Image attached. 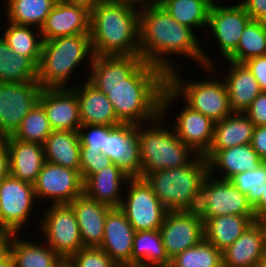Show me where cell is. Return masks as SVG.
<instances>
[{
  "mask_svg": "<svg viewBox=\"0 0 266 267\" xmlns=\"http://www.w3.org/2000/svg\"><path fill=\"white\" fill-rule=\"evenodd\" d=\"M13 234V232L0 229V259L10 251V242Z\"/></svg>",
  "mask_w": 266,
  "mask_h": 267,
  "instance_id": "f907efd6",
  "label": "cell"
},
{
  "mask_svg": "<svg viewBox=\"0 0 266 267\" xmlns=\"http://www.w3.org/2000/svg\"><path fill=\"white\" fill-rule=\"evenodd\" d=\"M257 220L266 216V182L260 186V201L253 207Z\"/></svg>",
  "mask_w": 266,
  "mask_h": 267,
  "instance_id": "681fc988",
  "label": "cell"
},
{
  "mask_svg": "<svg viewBox=\"0 0 266 267\" xmlns=\"http://www.w3.org/2000/svg\"><path fill=\"white\" fill-rule=\"evenodd\" d=\"M93 57L90 33L43 41L37 81L42 88H67L75 68L87 58L91 62Z\"/></svg>",
  "mask_w": 266,
  "mask_h": 267,
  "instance_id": "52a82bcc",
  "label": "cell"
},
{
  "mask_svg": "<svg viewBox=\"0 0 266 267\" xmlns=\"http://www.w3.org/2000/svg\"><path fill=\"white\" fill-rule=\"evenodd\" d=\"M86 79L107 95L122 124L140 125L161 114L167 75L140 55L95 56Z\"/></svg>",
  "mask_w": 266,
  "mask_h": 267,
  "instance_id": "6da1fadb",
  "label": "cell"
},
{
  "mask_svg": "<svg viewBox=\"0 0 266 267\" xmlns=\"http://www.w3.org/2000/svg\"><path fill=\"white\" fill-rule=\"evenodd\" d=\"M194 211L203 222L219 215L256 216L245 193L230 180L217 179L210 174L199 189Z\"/></svg>",
  "mask_w": 266,
  "mask_h": 267,
  "instance_id": "ba28073f",
  "label": "cell"
},
{
  "mask_svg": "<svg viewBox=\"0 0 266 267\" xmlns=\"http://www.w3.org/2000/svg\"><path fill=\"white\" fill-rule=\"evenodd\" d=\"M266 55V22L251 20L245 27L237 49L226 59L236 63Z\"/></svg>",
  "mask_w": 266,
  "mask_h": 267,
  "instance_id": "8d00e7d4",
  "label": "cell"
},
{
  "mask_svg": "<svg viewBox=\"0 0 266 267\" xmlns=\"http://www.w3.org/2000/svg\"><path fill=\"white\" fill-rule=\"evenodd\" d=\"M9 152V174L24 182L34 184L45 163L44 146L5 137Z\"/></svg>",
  "mask_w": 266,
  "mask_h": 267,
  "instance_id": "cb8c5ba5",
  "label": "cell"
},
{
  "mask_svg": "<svg viewBox=\"0 0 266 267\" xmlns=\"http://www.w3.org/2000/svg\"><path fill=\"white\" fill-rule=\"evenodd\" d=\"M70 205L75 211L83 247H100L104 237V226L110 207L94 201L84 193Z\"/></svg>",
  "mask_w": 266,
  "mask_h": 267,
  "instance_id": "d4e9b609",
  "label": "cell"
},
{
  "mask_svg": "<svg viewBox=\"0 0 266 267\" xmlns=\"http://www.w3.org/2000/svg\"><path fill=\"white\" fill-rule=\"evenodd\" d=\"M170 264L159 229L135 231L131 267H170Z\"/></svg>",
  "mask_w": 266,
  "mask_h": 267,
  "instance_id": "f546056e",
  "label": "cell"
},
{
  "mask_svg": "<svg viewBox=\"0 0 266 267\" xmlns=\"http://www.w3.org/2000/svg\"><path fill=\"white\" fill-rule=\"evenodd\" d=\"M37 81V67L26 57L16 55L0 35V82Z\"/></svg>",
  "mask_w": 266,
  "mask_h": 267,
  "instance_id": "e575fe53",
  "label": "cell"
},
{
  "mask_svg": "<svg viewBox=\"0 0 266 267\" xmlns=\"http://www.w3.org/2000/svg\"><path fill=\"white\" fill-rule=\"evenodd\" d=\"M115 127L105 125H81L79 128V136L81 142L80 149H92L94 151H101L104 146L105 137Z\"/></svg>",
  "mask_w": 266,
  "mask_h": 267,
  "instance_id": "7bdbcfd3",
  "label": "cell"
},
{
  "mask_svg": "<svg viewBox=\"0 0 266 267\" xmlns=\"http://www.w3.org/2000/svg\"><path fill=\"white\" fill-rule=\"evenodd\" d=\"M265 254V230L257 220L222 252V264L223 267H258Z\"/></svg>",
  "mask_w": 266,
  "mask_h": 267,
  "instance_id": "ffe728a7",
  "label": "cell"
},
{
  "mask_svg": "<svg viewBox=\"0 0 266 267\" xmlns=\"http://www.w3.org/2000/svg\"><path fill=\"white\" fill-rule=\"evenodd\" d=\"M42 86L38 81L0 82V131L12 135L24 117L39 101Z\"/></svg>",
  "mask_w": 266,
  "mask_h": 267,
  "instance_id": "7c38bea8",
  "label": "cell"
},
{
  "mask_svg": "<svg viewBox=\"0 0 266 267\" xmlns=\"http://www.w3.org/2000/svg\"><path fill=\"white\" fill-rule=\"evenodd\" d=\"M52 132L44 107L37 102L11 136L17 140L43 145Z\"/></svg>",
  "mask_w": 266,
  "mask_h": 267,
  "instance_id": "74e56055",
  "label": "cell"
},
{
  "mask_svg": "<svg viewBox=\"0 0 266 267\" xmlns=\"http://www.w3.org/2000/svg\"><path fill=\"white\" fill-rule=\"evenodd\" d=\"M126 185L120 209L129 223L135 231L158 230L168 210L144 178L132 175Z\"/></svg>",
  "mask_w": 266,
  "mask_h": 267,
  "instance_id": "30bf717a",
  "label": "cell"
},
{
  "mask_svg": "<svg viewBox=\"0 0 266 267\" xmlns=\"http://www.w3.org/2000/svg\"><path fill=\"white\" fill-rule=\"evenodd\" d=\"M159 231L166 255L171 260L204 239V222L194 210L167 211Z\"/></svg>",
  "mask_w": 266,
  "mask_h": 267,
  "instance_id": "4fadbf2b",
  "label": "cell"
},
{
  "mask_svg": "<svg viewBox=\"0 0 266 267\" xmlns=\"http://www.w3.org/2000/svg\"><path fill=\"white\" fill-rule=\"evenodd\" d=\"M179 67L167 75V85L161 94L162 116L164 114L168 115L165 112L172 107L174 101L180 100L181 96L188 106L209 117L214 122L220 121L233 113L224 80L220 81L211 77L208 80L205 78L203 81L189 82L187 80L186 82L182 74H179L182 66Z\"/></svg>",
  "mask_w": 266,
  "mask_h": 267,
  "instance_id": "8992f818",
  "label": "cell"
},
{
  "mask_svg": "<svg viewBox=\"0 0 266 267\" xmlns=\"http://www.w3.org/2000/svg\"><path fill=\"white\" fill-rule=\"evenodd\" d=\"M209 175L208 161L197 155L188 165L138 173L168 211H193L200 187Z\"/></svg>",
  "mask_w": 266,
  "mask_h": 267,
  "instance_id": "5b68a950",
  "label": "cell"
},
{
  "mask_svg": "<svg viewBox=\"0 0 266 267\" xmlns=\"http://www.w3.org/2000/svg\"><path fill=\"white\" fill-rule=\"evenodd\" d=\"M258 267H266V254L263 256V259L260 261Z\"/></svg>",
  "mask_w": 266,
  "mask_h": 267,
  "instance_id": "680465c9",
  "label": "cell"
},
{
  "mask_svg": "<svg viewBox=\"0 0 266 267\" xmlns=\"http://www.w3.org/2000/svg\"><path fill=\"white\" fill-rule=\"evenodd\" d=\"M204 157L208 161L211 176H214L218 169L220 173L222 171L221 176L218 174L214 177L221 180H230L236 174L255 169L264 162L251 143L221 150H208Z\"/></svg>",
  "mask_w": 266,
  "mask_h": 267,
  "instance_id": "603a6c76",
  "label": "cell"
},
{
  "mask_svg": "<svg viewBox=\"0 0 266 267\" xmlns=\"http://www.w3.org/2000/svg\"><path fill=\"white\" fill-rule=\"evenodd\" d=\"M134 234L124 212L120 208H111L106 215L100 248L120 267H131Z\"/></svg>",
  "mask_w": 266,
  "mask_h": 267,
  "instance_id": "e0dca14e",
  "label": "cell"
},
{
  "mask_svg": "<svg viewBox=\"0 0 266 267\" xmlns=\"http://www.w3.org/2000/svg\"><path fill=\"white\" fill-rule=\"evenodd\" d=\"M109 2H118V3H128L133 6L141 8L145 3L150 2L151 0H105Z\"/></svg>",
  "mask_w": 266,
  "mask_h": 267,
  "instance_id": "f5cc1de1",
  "label": "cell"
},
{
  "mask_svg": "<svg viewBox=\"0 0 266 267\" xmlns=\"http://www.w3.org/2000/svg\"><path fill=\"white\" fill-rule=\"evenodd\" d=\"M131 176L132 173L123 165L113 163L89 176L83 182V193L110 208H120L123 199L121 187H124Z\"/></svg>",
  "mask_w": 266,
  "mask_h": 267,
  "instance_id": "ac0fdd59",
  "label": "cell"
},
{
  "mask_svg": "<svg viewBox=\"0 0 266 267\" xmlns=\"http://www.w3.org/2000/svg\"><path fill=\"white\" fill-rule=\"evenodd\" d=\"M203 1L206 5H208L210 8H213V7H216L218 5H221L219 4L217 1L218 0H201Z\"/></svg>",
  "mask_w": 266,
  "mask_h": 267,
  "instance_id": "11a10c76",
  "label": "cell"
},
{
  "mask_svg": "<svg viewBox=\"0 0 266 267\" xmlns=\"http://www.w3.org/2000/svg\"><path fill=\"white\" fill-rule=\"evenodd\" d=\"M251 145L260 158L266 162V125L254 127Z\"/></svg>",
  "mask_w": 266,
  "mask_h": 267,
  "instance_id": "7dc6e473",
  "label": "cell"
},
{
  "mask_svg": "<svg viewBox=\"0 0 266 267\" xmlns=\"http://www.w3.org/2000/svg\"><path fill=\"white\" fill-rule=\"evenodd\" d=\"M36 201L33 184L12 177L0 182V229L19 234L32 216Z\"/></svg>",
  "mask_w": 266,
  "mask_h": 267,
  "instance_id": "8fae6325",
  "label": "cell"
},
{
  "mask_svg": "<svg viewBox=\"0 0 266 267\" xmlns=\"http://www.w3.org/2000/svg\"><path fill=\"white\" fill-rule=\"evenodd\" d=\"M244 64L257 80L261 91L266 92V55L251 58L244 62Z\"/></svg>",
  "mask_w": 266,
  "mask_h": 267,
  "instance_id": "f6af8a7d",
  "label": "cell"
},
{
  "mask_svg": "<svg viewBox=\"0 0 266 267\" xmlns=\"http://www.w3.org/2000/svg\"><path fill=\"white\" fill-rule=\"evenodd\" d=\"M43 41L90 33V12L58 0L40 29Z\"/></svg>",
  "mask_w": 266,
  "mask_h": 267,
  "instance_id": "d6986e66",
  "label": "cell"
},
{
  "mask_svg": "<svg viewBox=\"0 0 266 267\" xmlns=\"http://www.w3.org/2000/svg\"><path fill=\"white\" fill-rule=\"evenodd\" d=\"M13 234L10 253L14 267H58L64 260L45 242L36 244Z\"/></svg>",
  "mask_w": 266,
  "mask_h": 267,
  "instance_id": "1f68e13d",
  "label": "cell"
},
{
  "mask_svg": "<svg viewBox=\"0 0 266 267\" xmlns=\"http://www.w3.org/2000/svg\"><path fill=\"white\" fill-rule=\"evenodd\" d=\"M33 186L36 199H49L51 204H70L83 194V180L79 171L47 161Z\"/></svg>",
  "mask_w": 266,
  "mask_h": 267,
  "instance_id": "5bb4252c",
  "label": "cell"
},
{
  "mask_svg": "<svg viewBox=\"0 0 266 267\" xmlns=\"http://www.w3.org/2000/svg\"><path fill=\"white\" fill-rule=\"evenodd\" d=\"M178 23L191 29L208 27L210 7L201 0H156ZM195 27V28H194Z\"/></svg>",
  "mask_w": 266,
  "mask_h": 267,
  "instance_id": "d590c367",
  "label": "cell"
},
{
  "mask_svg": "<svg viewBox=\"0 0 266 267\" xmlns=\"http://www.w3.org/2000/svg\"><path fill=\"white\" fill-rule=\"evenodd\" d=\"M139 25V7L102 0L90 12V39L94 55H140Z\"/></svg>",
  "mask_w": 266,
  "mask_h": 267,
  "instance_id": "3957f363",
  "label": "cell"
},
{
  "mask_svg": "<svg viewBox=\"0 0 266 267\" xmlns=\"http://www.w3.org/2000/svg\"><path fill=\"white\" fill-rule=\"evenodd\" d=\"M0 267H14V261L10 251L0 259Z\"/></svg>",
  "mask_w": 266,
  "mask_h": 267,
  "instance_id": "db71d44e",
  "label": "cell"
},
{
  "mask_svg": "<svg viewBox=\"0 0 266 267\" xmlns=\"http://www.w3.org/2000/svg\"><path fill=\"white\" fill-rule=\"evenodd\" d=\"M76 93L82 125H105L117 127L122 123L117 119L112 103L107 95L98 90L87 79L84 83L70 86Z\"/></svg>",
  "mask_w": 266,
  "mask_h": 267,
  "instance_id": "7402d4cb",
  "label": "cell"
},
{
  "mask_svg": "<svg viewBox=\"0 0 266 267\" xmlns=\"http://www.w3.org/2000/svg\"><path fill=\"white\" fill-rule=\"evenodd\" d=\"M113 162L101 151L80 149V174L83 182L93 173L109 167Z\"/></svg>",
  "mask_w": 266,
  "mask_h": 267,
  "instance_id": "b9f144b4",
  "label": "cell"
},
{
  "mask_svg": "<svg viewBox=\"0 0 266 267\" xmlns=\"http://www.w3.org/2000/svg\"><path fill=\"white\" fill-rule=\"evenodd\" d=\"M254 127L243 112H233L214 123L213 141L209 150H221L251 143Z\"/></svg>",
  "mask_w": 266,
  "mask_h": 267,
  "instance_id": "f1b7e54d",
  "label": "cell"
},
{
  "mask_svg": "<svg viewBox=\"0 0 266 267\" xmlns=\"http://www.w3.org/2000/svg\"><path fill=\"white\" fill-rule=\"evenodd\" d=\"M53 130L79 131V104L76 93L70 88H42L39 101Z\"/></svg>",
  "mask_w": 266,
  "mask_h": 267,
  "instance_id": "2e32d148",
  "label": "cell"
},
{
  "mask_svg": "<svg viewBox=\"0 0 266 267\" xmlns=\"http://www.w3.org/2000/svg\"><path fill=\"white\" fill-rule=\"evenodd\" d=\"M58 267H73L68 260H64Z\"/></svg>",
  "mask_w": 266,
  "mask_h": 267,
  "instance_id": "6f0895ef",
  "label": "cell"
},
{
  "mask_svg": "<svg viewBox=\"0 0 266 267\" xmlns=\"http://www.w3.org/2000/svg\"><path fill=\"white\" fill-rule=\"evenodd\" d=\"M170 267H223L222 252L203 239L172 258Z\"/></svg>",
  "mask_w": 266,
  "mask_h": 267,
  "instance_id": "f35d334b",
  "label": "cell"
},
{
  "mask_svg": "<svg viewBox=\"0 0 266 267\" xmlns=\"http://www.w3.org/2000/svg\"><path fill=\"white\" fill-rule=\"evenodd\" d=\"M255 127L266 125V92H261L243 112Z\"/></svg>",
  "mask_w": 266,
  "mask_h": 267,
  "instance_id": "ee69618b",
  "label": "cell"
},
{
  "mask_svg": "<svg viewBox=\"0 0 266 267\" xmlns=\"http://www.w3.org/2000/svg\"><path fill=\"white\" fill-rule=\"evenodd\" d=\"M162 120L164 117L160 114L148 124L135 126L136 167L132 175L185 166L198 155Z\"/></svg>",
  "mask_w": 266,
  "mask_h": 267,
  "instance_id": "277c9868",
  "label": "cell"
},
{
  "mask_svg": "<svg viewBox=\"0 0 266 267\" xmlns=\"http://www.w3.org/2000/svg\"><path fill=\"white\" fill-rule=\"evenodd\" d=\"M101 152L113 163L123 165L133 174L136 167L135 125L122 124L115 127L105 137Z\"/></svg>",
  "mask_w": 266,
  "mask_h": 267,
  "instance_id": "4dcf8cb0",
  "label": "cell"
},
{
  "mask_svg": "<svg viewBox=\"0 0 266 267\" xmlns=\"http://www.w3.org/2000/svg\"><path fill=\"white\" fill-rule=\"evenodd\" d=\"M8 22L39 29L58 0H3Z\"/></svg>",
  "mask_w": 266,
  "mask_h": 267,
  "instance_id": "836d02e7",
  "label": "cell"
},
{
  "mask_svg": "<svg viewBox=\"0 0 266 267\" xmlns=\"http://www.w3.org/2000/svg\"><path fill=\"white\" fill-rule=\"evenodd\" d=\"M214 123L209 117L186 104L177 115L172 130L186 146L204 156L213 141Z\"/></svg>",
  "mask_w": 266,
  "mask_h": 267,
  "instance_id": "44dd1931",
  "label": "cell"
},
{
  "mask_svg": "<svg viewBox=\"0 0 266 267\" xmlns=\"http://www.w3.org/2000/svg\"><path fill=\"white\" fill-rule=\"evenodd\" d=\"M5 135L0 131V144L5 140Z\"/></svg>",
  "mask_w": 266,
  "mask_h": 267,
  "instance_id": "91938a15",
  "label": "cell"
},
{
  "mask_svg": "<svg viewBox=\"0 0 266 267\" xmlns=\"http://www.w3.org/2000/svg\"><path fill=\"white\" fill-rule=\"evenodd\" d=\"M229 64L226 68L224 82L227 87L230 108L233 112H244L253 100L262 92L261 88L244 63L225 60Z\"/></svg>",
  "mask_w": 266,
  "mask_h": 267,
  "instance_id": "484cf974",
  "label": "cell"
},
{
  "mask_svg": "<svg viewBox=\"0 0 266 267\" xmlns=\"http://www.w3.org/2000/svg\"><path fill=\"white\" fill-rule=\"evenodd\" d=\"M39 220L45 243L63 260L83 248L79 224L70 204H51Z\"/></svg>",
  "mask_w": 266,
  "mask_h": 267,
  "instance_id": "9c48e42d",
  "label": "cell"
},
{
  "mask_svg": "<svg viewBox=\"0 0 266 267\" xmlns=\"http://www.w3.org/2000/svg\"><path fill=\"white\" fill-rule=\"evenodd\" d=\"M251 20L240 3L210 8L209 31H212L213 38L215 36L224 60L237 49L241 34Z\"/></svg>",
  "mask_w": 266,
  "mask_h": 267,
  "instance_id": "9a60e30c",
  "label": "cell"
},
{
  "mask_svg": "<svg viewBox=\"0 0 266 267\" xmlns=\"http://www.w3.org/2000/svg\"><path fill=\"white\" fill-rule=\"evenodd\" d=\"M66 3L83 7L91 12L102 0H64Z\"/></svg>",
  "mask_w": 266,
  "mask_h": 267,
  "instance_id": "816d5d0a",
  "label": "cell"
},
{
  "mask_svg": "<svg viewBox=\"0 0 266 267\" xmlns=\"http://www.w3.org/2000/svg\"><path fill=\"white\" fill-rule=\"evenodd\" d=\"M9 175V152L6 140L0 144V182Z\"/></svg>",
  "mask_w": 266,
  "mask_h": 267,
  "instance_id": "c3c4849f",
  "label": "cell"
},
{
  "mask_svg": "<svg viewBox=\"0 0 266 267\" xmlns=\"http://www.w3.org/2000/svg\"><path fill=\"white\" fill-rule=\"evenodd\" d=\"M2 37L16 54L28 58L36 67L42 52L43 39L39 28L7 22ZM38 33V34H37ZM38 37H37V36Z\"/></svg>",
  "mask_w": 266,
  "mask_h": 267,
  "instance_id": "d6a6232c",
  "label": "cell"
},
{
  "mask_svg": "<svg viewBox=\"0 0 266 267\" xmlns=\"http://www.w3.org/2000/svg\"><path fill=\"white\" fill-rule=\"evenodd\" d=\"M241 1V2H240ZM246 13L253 21L266 22V0H240Z\"/></svg>",
  "mask_w": 266,
  "mask_h": 267,
  "instance_id": "bcb514c9",
  "label": "cell"
},
{
  "mask_svg": "<svg viewBox=\"0 0 266 267\" xmlns=\"http://www.w3.org/2000/svg\"><path fill=\"white\" fill-rule=\"evenodd\" d=\"M230 181L246 194L248 202L254 207L260 201V186L266 182V162L255 169L236 174Z\"/></svg>",
  "mask_w": 266,
  "mask_h": 267,
  "instance_id": "ab89813d",
  "label": "cell"
},
{
  "mask_svg": "<svg viewBox=\"0 0 266 267\" xmlns=\"http://www.w3.org/2000/svg\"><path fill=\"white\" fill-rule=\"evenodd\" d=\"M198 39L193 29L178 23L157 1L147 2L140 8V56L166 75L178 68L172 64V55L198 61L206 75L215 72L214 61L204 52Z\"/></svg>",
  "mask_w": 266,
  "mask_h": 267,
  "instance_id": "7a4b0ae2",
  "label": "cell"
},
{
  "mask_svg": "<svg viewBox=\"0 0 266 267\" xmlns=\"http://www.w3.org/2000/svg\"><path fill=\"white\" fill-rule=\"evenodd\" d=\"M68 261L73 267H120L100 247H83Z\"/></svg>",
  "mask_w": 266,
  "mask_h": 267,
  "instance_id": "60d3db41",
  "label": "cell"
},
{
  "mask_svg": "<svg viewBox=\"0 0 266 267\" xmlns=\"http://www.w3.org/2000/svg\"><path fill=\"white\" fill-rule=\"evenodd\" d=\"M259 221L261 222V224L263 225V228L265 230V241H266V216H264L263 218L259 219Z\"/></svg>",
  "mask_w": 266,
  "mask_h": 267,
  "instance_id": "9f6ffc18",
  "label": "cell"
},
{
  "mask_svg": "<svg viewBox=\"0 0 266 267\" xmlns=\"http://www.w3.org/2000/svg\"><path fill=\"white\" fill-rule=\"evenodd\" d=\"M255 221L256 216L219 215L204 221V239L223 252Z\"/></svg>",
  "mask_w": 266,
  "mask_h": 267,
  "instance_id": "83f0119b",
  "label": "cell"
},
{
  "mask_svg": "<svg viewBox=\"0 0 266 267\" xmlns=\"http://www.w3.org/2000/svg\"><path fill=\"white\" fill-rule=\"evenodd\" d=\"M43 146L45 161L80 172L79 131L53 130Z\"/></svg>",
  "mask_w": 266,
  "mask_h": 267,
  "instance_id": "4316f807",
  "label": "cell"
}]
</instances>
